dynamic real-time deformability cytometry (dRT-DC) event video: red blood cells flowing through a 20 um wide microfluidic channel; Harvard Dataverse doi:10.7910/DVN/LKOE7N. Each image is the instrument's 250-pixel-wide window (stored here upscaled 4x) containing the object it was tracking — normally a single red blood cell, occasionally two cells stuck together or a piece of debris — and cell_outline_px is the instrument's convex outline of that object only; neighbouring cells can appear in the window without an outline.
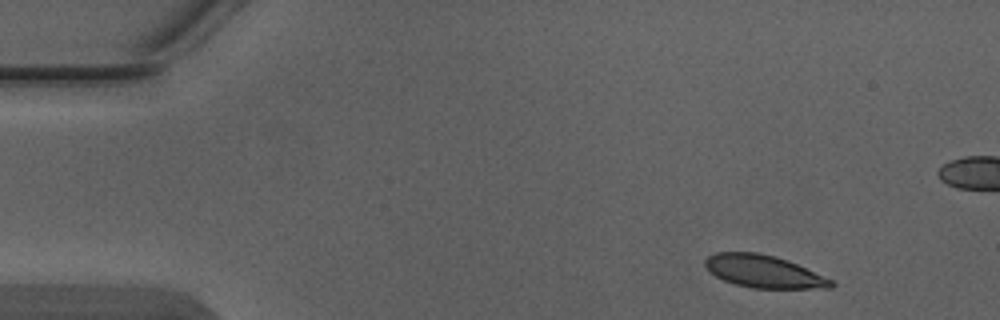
{"species": "Egyptian fruit bat (a non-hibernating species)", "species_latin": "Rousettus aegyptiacus", "temperature_condition": "warm", "stored_images_in_passage": 5, "segment_of_instrument_passage": [2, 2], "camera_frame_rate_fps": 3000, "um_per_image_px": 0.085, "animal": {"sex": "male"}, "frame": {"image": 1, "passage_image": 5, "time_ms": 1.333, "image_size_px": [1000, 320], "cell_outline_px": [[836, 284], [832, 288], [752, 288], [736, 284], [724, 280], [716, 276], [704, 264], [704, 260], [708, 256], [716, 252], [756, 252], [776, 256], [788, 260], [824, 276], [832, 280]], "centroid_in_image_um": [64.93, 23.07], "position_along_channel_um": 20.1, "area_um2": 23.76}}